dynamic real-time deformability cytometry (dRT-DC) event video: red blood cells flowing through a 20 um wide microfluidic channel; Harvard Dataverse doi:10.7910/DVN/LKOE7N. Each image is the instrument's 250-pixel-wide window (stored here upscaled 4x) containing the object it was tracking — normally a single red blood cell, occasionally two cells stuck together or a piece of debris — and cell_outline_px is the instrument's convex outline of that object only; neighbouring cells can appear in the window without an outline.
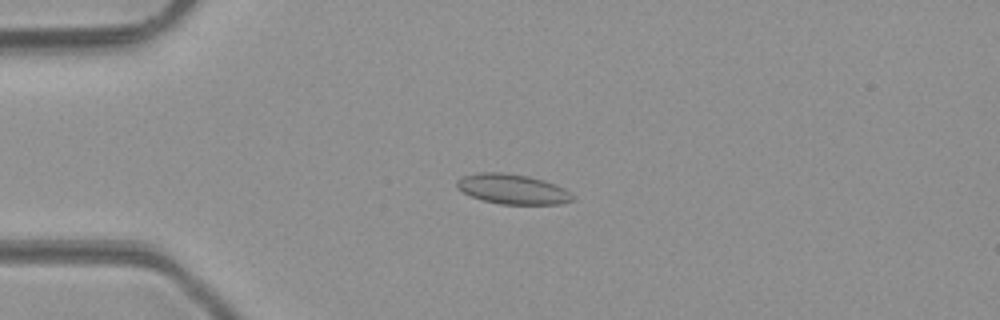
{"species": "common noctule bat (a hibernating species)", "species_latin": "Nyctalus noctula", "temperature_condition": "room temperature", "stored_images_in_passage": 49, "camera_frame_rate_fps": 3000, "um_per_image_px": 0.085, "animal": {"sex": "male", "body_mass_g": 23.1, "forearm_length_mm": 52.7}, "frame": {"image": 1, "passage_image": 13, "time_ms": 4.0, "image_size_px": [1000, 320], "cell_outline_px": [[576, 200], [560, 204], [500, 204], [484, 200], [472, 196], [456, 188], [456, 180], [464, 176], [476, 172], [504, 172], [528, 176], [544, 180], [556, 184], [564, 188], [576, 196]], "centroid_in_image_um": [43.61, 16.07], "position_along_channel_um": 41.4, "area_um2": 20.4}}
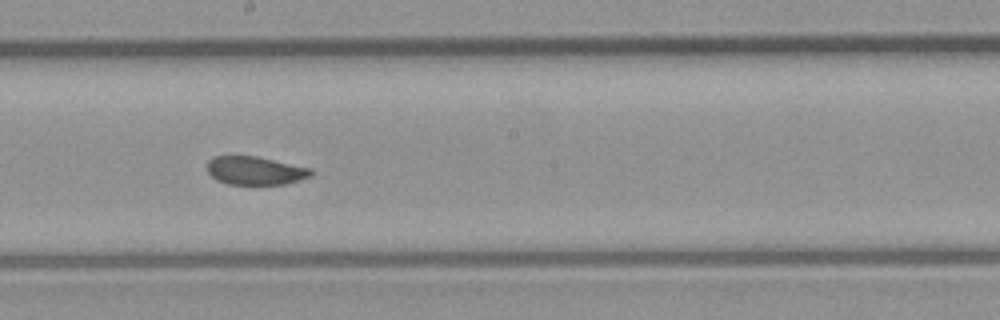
{"frame": {"image": 2, "passage_image": 28, "time_ms": 9.0, "image_size_px": [1000, 320], "cell_outline_px": [[316, 172], [312, 176], [284, 184], [228, 184], [216, 180], [208, 172], [208, 160], [212, 156], [256, 156], [312, 168]], "centroid_in_image_um": [21.72, 14.5], "position_along_channel_um": 226.5, "area_um2": 17.22}}
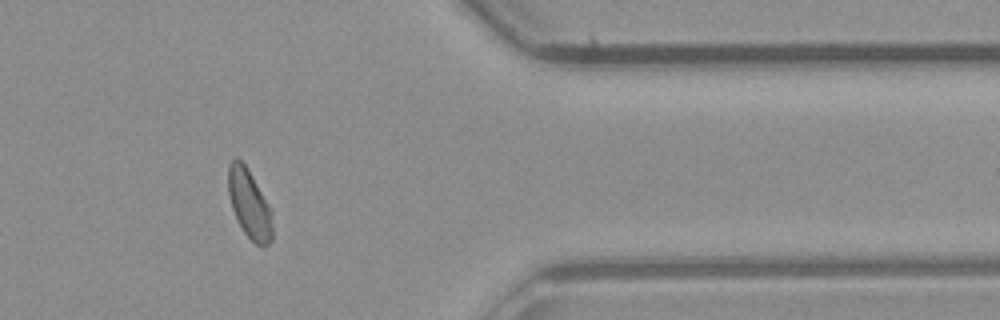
{"frame": {"image": 3, "passage_image": 41, "time_ms": 13.333, "image_size_px": [1000, 320], "cell_outline_px": [[272, 240], [264, 248], [256, 244], [244, 232], [236, 220], [228, 196], [228, 164], [236, 156], [248, 168], [272, 212]], "centroid_in_image_um": [21.18, 17.34], "position_along_channel_um": 390.2, "area_um2": 17.8}, "authors_computed_cell_mechanics": {"area_um2": 18.496, "velocity_mm_per_s": 4.248, "shape_relaxation_time_tau1_ms": 7.4795, "shape_relaxation_time_tau2_ms": 3.0059, "deformation_change_tau1": 0.1118, "deformation_change_tau2": 0.0483}}